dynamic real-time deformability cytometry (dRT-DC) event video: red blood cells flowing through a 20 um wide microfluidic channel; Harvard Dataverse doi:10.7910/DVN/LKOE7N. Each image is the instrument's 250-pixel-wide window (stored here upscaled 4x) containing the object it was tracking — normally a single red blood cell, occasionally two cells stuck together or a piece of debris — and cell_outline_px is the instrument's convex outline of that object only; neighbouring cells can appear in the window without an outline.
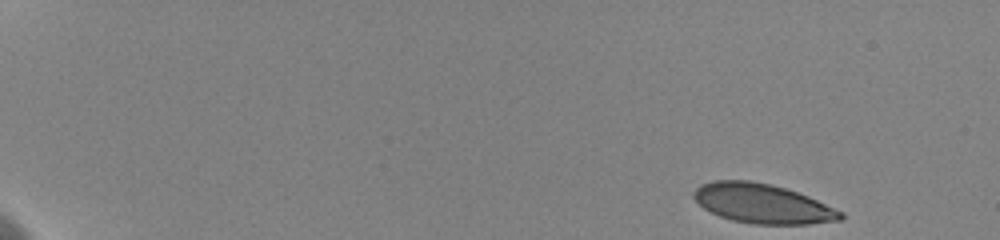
{"species": "human", "species_latin": "Homo sapiens", "temperature_condition": "cold", "stored_images_in_passage": 17, "camera_frame_rate_fps": 3000, "um_per_image_px": 0.085, "donor": {"sex": "female"}, "frame": {"image": 1, "passage_image": 1, "time_ms": 0.0, "image_size_px": [1000, 240], "cell_outline_px": [[844, 216], [840, 220], [808, 224], [752, 224], [732, 220], [720, 216], [704, 208], [692, 196], [692, 192], [700, 184], [716, 180], [748, 180], [768, 184], [784, 188], [808, 196], [844, 212]], "centroid_in_image_um": [64.8, 17.31], "position_along_channel_um": 20.2, "area_um2": 33.58}}